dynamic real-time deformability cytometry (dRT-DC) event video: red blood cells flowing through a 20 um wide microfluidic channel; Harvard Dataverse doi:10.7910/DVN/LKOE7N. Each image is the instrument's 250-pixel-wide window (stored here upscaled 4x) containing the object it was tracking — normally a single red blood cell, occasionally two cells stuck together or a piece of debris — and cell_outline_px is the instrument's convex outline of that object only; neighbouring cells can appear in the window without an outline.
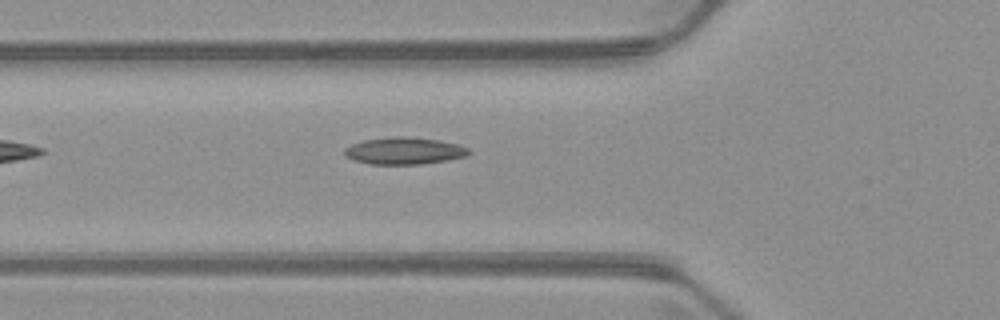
{"species": "common noctule bat (a hibernating species)", "species_latin": "Nyctalus noctula", "temperature_condition": "warm", "stored_images_in_passage": 5, "camera_frame_rate_fps": 3000, "um_per_image_px": 0.085, "animal": {"sex": "male", "body_mass_g": 23.1, "forearm_length_mm": 52.7}, "frame": {"image": 1, "passage_image": 5, "time_ms": 5.0, "image_size_px": [1000, 320], "cell_outline_px": [[472, 152], [464, 156], [448, 160], [420, 164], [368, 164], [352, 160], [344, 156], [344, 148], [352, 144], [364, 140], [392, 136], [408, 136], [440, 140], [456, 144], [468, 148]], "centroid_in_image_um": [34.32, 12.82], "position_along_channel_um": 91.5, "area_um2": 19.71}}